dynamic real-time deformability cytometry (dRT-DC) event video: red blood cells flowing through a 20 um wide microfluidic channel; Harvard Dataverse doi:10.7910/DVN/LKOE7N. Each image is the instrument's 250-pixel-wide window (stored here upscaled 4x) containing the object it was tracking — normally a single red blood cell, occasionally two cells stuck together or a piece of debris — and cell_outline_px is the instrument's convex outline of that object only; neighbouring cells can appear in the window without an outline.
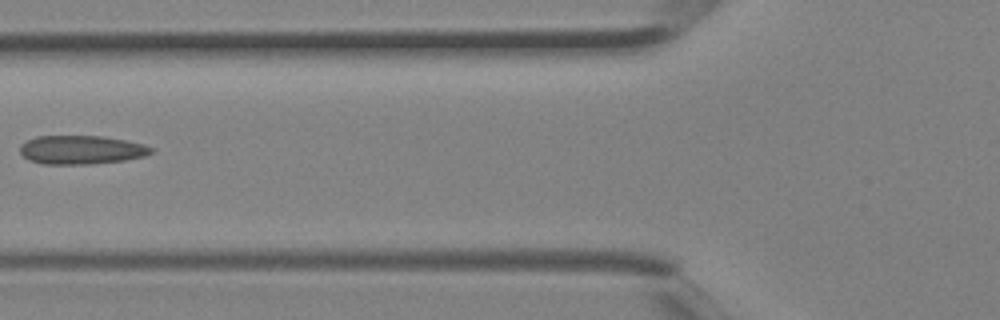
{"species": "Egyptian fruit bat (a non-hibernating species)", "species_latin": "Rousettus aegyptiacus", "temperature_condition": "room temperature", "stored_images_in_passage": 3, "camera_frame_rate_fps": 3000, "um_per_image_px": 0.085, "animal": {"sex": "female"}, "frame": {"image": 1, "passage_image": 3, "time_ms": 0.667, "image_size_px": [1000, 320], "cell_outline_px": [[156, 152], [144, 156], [124, 160], [92, 164], [40, 164], [28, 160], [20, 152], [20, 144], [36, 136], [100, 136], [124, 140], [144, 144], [156, 148]], "centroid_in_image_um": [6.93, 12.74], "position_along_channel_um": 118.9, "area_um2": 22.14}}